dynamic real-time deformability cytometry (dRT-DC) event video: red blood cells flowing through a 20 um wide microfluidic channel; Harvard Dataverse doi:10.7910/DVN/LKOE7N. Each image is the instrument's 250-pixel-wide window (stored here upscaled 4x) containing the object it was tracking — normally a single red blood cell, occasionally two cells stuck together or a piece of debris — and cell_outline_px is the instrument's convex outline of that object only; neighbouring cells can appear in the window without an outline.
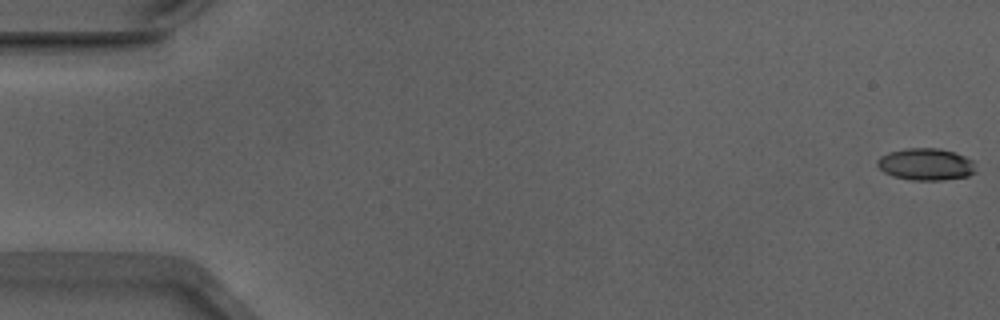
{"species": "Egyptian fruit bat (a non-hibernating species)", "species_latin": "Rousettus aegyptiacus", "temperature_condition": "warm", "stored_images_in_passage": 51, "camera_frame_rate_fps": 3000, "um_per_image_px": 0.085, "animal": {"sex": "male"}, "frame": {"image": 1, "passage_image": 1, "time_ms": 0.0, "image_size_px": [1000, 320], "cell_outline_px": [[972, 172], [968, 176], [944, 180], [912, 180], [892, 176], [884, 172], [876, 164], [876, 160], [880, 156], [888, 152], [908, 148], [940, 148], [964, 156], [972, 160]], "centroid_in_image_um": [78.63, 13.96], "position_along_channel_um": 6.4, "area_um2": 18.15}}
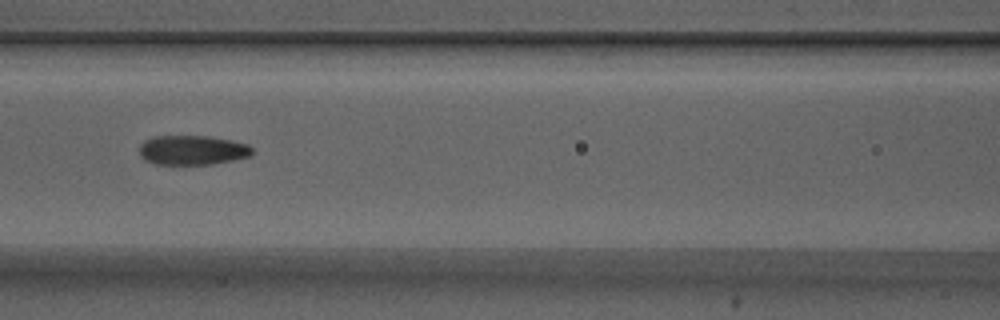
{"frame": {"image": 2, "passage_image": 24, "time_ms": 7.667, "image_size_px": [1000, 320], "cell_outline_px": [[252, 152], [248, 156], [232, 160], [212, 164], [156, 164], [144, 160], [140, 156], [140, 144], [144, 140], [152, 136], [208, 136], [232, 140], [248, 144], [252, 148]], "centroid_in_image_um": [16.31, 12.75], "position_along_channel_um": 150.3, "area_um2": 19.42}}
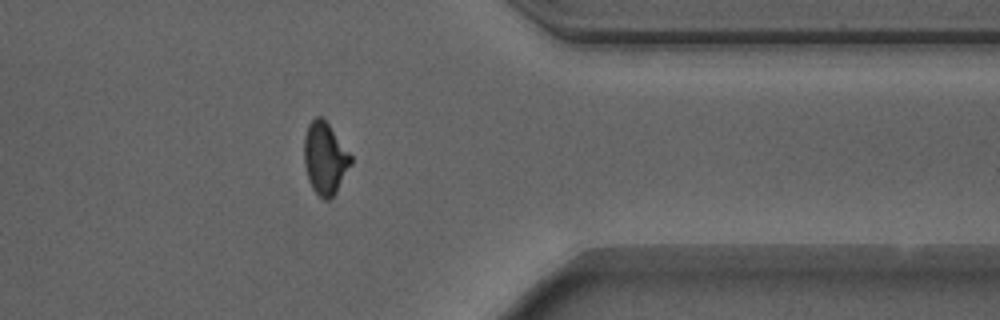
{"frame": {"image": 3, "passage_image": 43, "time_ms": 14.0, "image_size_px": [1000, 320], "cell_outline_px": [[352, 164], [336, 192], [328, 200], [324, 200], [312, 188], [308, 180], [304, 164], [304, 136], [308, 124], [316, 116], [320, 116], [328, 124], [352, 156]], "centroid_in_image_um": [27.61, 13.46], "position_along_channel_um": 383.8, "area_um2": 19.54}, "authors_computed_cell_mechanics": {"area_um2": 19.4786, "velocity_mm_per_s": 3.9032, "shape_relaxation_time_tau1_ms": 7.2814, "shape_relaxation_time_tau2_ms": 1.6696, "deformation_change_tau1": 0.1976, "deformation_change_tau2": 0.0791}}